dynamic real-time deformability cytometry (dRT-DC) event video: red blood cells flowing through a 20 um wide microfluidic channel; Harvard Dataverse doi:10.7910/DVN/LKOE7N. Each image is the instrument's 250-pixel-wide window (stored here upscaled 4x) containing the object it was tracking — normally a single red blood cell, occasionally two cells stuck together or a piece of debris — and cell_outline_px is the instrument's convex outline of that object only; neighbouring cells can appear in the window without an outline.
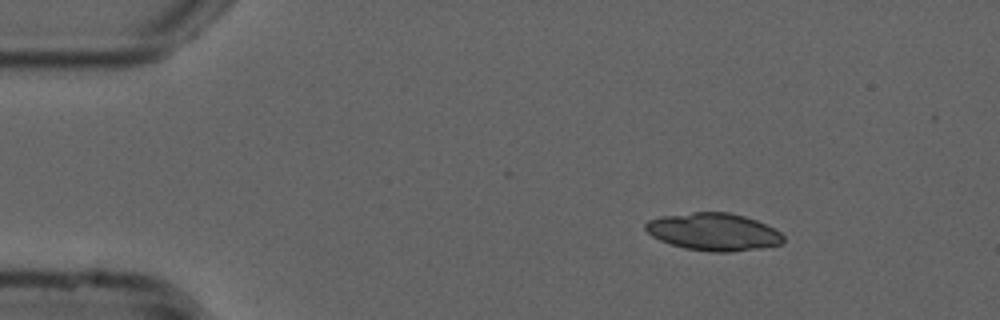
{"species": "common noctule bat (a hibernating species)", "species_latin": "Nyctalus noctula", "temperature_condition": "cold", "stored_images_in_passage": 15, "camera_frame_rate_fps": 3000, "um_per_image_px": 0.085, "animal": {"sex": "male", "forearm_length_mm": 52.5}, "frame": {"image": 1, "passage_image": 1, "time_ms": 0.0, "image_size_px": [1000, 320], "cell_outline_px": [[784, 240], [780, 244], [760, 248], [728, 252], [712, 252], [684, 248], [660, 240], [652, 236], [644, 228], [644, 224], [648, 220], [664, 216], [692, 212], [728, 212], [744, 216], [756, 220], [780, 232], [784, 236]], "centroid_in_image_um": [60.64, 19.7], "position_along_channel_um": 24.4, "area_um2": 29.88}}